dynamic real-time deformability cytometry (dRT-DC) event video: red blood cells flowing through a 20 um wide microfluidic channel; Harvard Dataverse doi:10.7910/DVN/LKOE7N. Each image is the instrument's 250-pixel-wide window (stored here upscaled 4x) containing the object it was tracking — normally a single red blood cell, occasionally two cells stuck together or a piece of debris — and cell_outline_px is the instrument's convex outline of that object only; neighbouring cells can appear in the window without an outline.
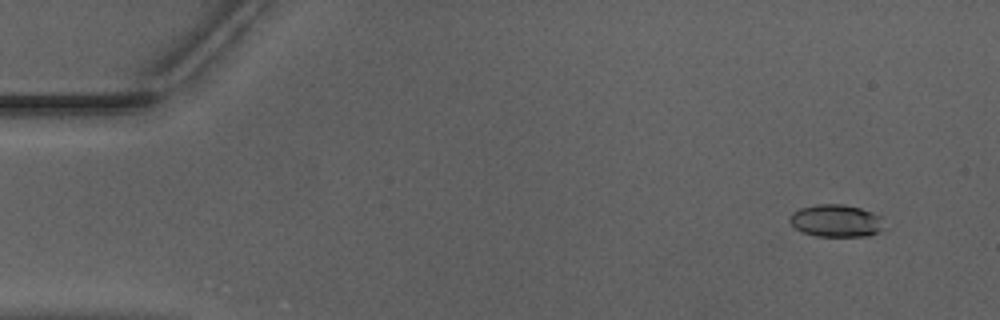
{"species": "Egyptian fruit bat (a non-hibernating species)", "species_latin": "Rousettus aegyptiacus", "temperature_condition": "warm", "stored_images_in_passage": 52, "camera_frame_rate_fps": 3000, "um_per_image_px": 0.085, "animal": {"sex": "male"}, "frame": {"image": 1, "passage_image": 4, "time_ms": 1.0, "image_size_px": [1000, 320], "cell_outline_px": [[888, 228], [880, 232], [868, 236], [816, 236], [804, 232], [796, 228], [788, 220], [788, 216], [792, 212], [800, 208], [816, 204], [844, 204], [860, 208], [884, 216]], "centroid_in_image_um": [71.16, 18.76], "position_along_channel_um": 13.8, "area_um2": 18.38}}
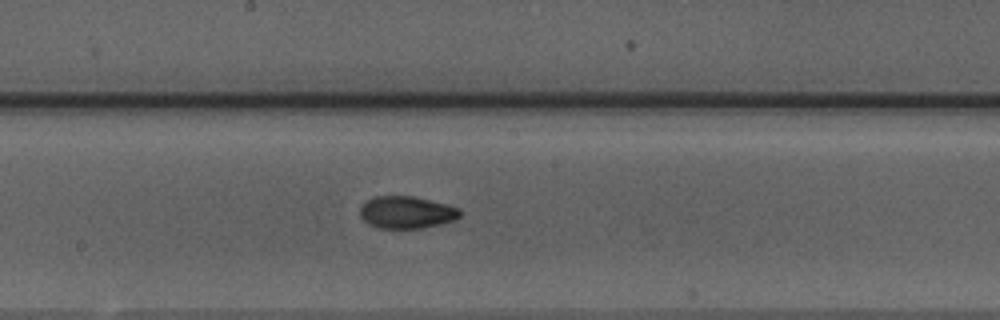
{"frame": {"image": 2, "passage_image": 28, "time_ms": 9.0, "image_size_px": [1000, 320], "cell_outline_px": [[464, 212], [456, 220], [440, 224], [420, 228], [376, 228], [368, 224], [360, 216], [360, 208], [364, 200], [376, 196], [412, 196], [448, 204], [460, 208]], "centroid_in_image_um": [34.57, 18.04], "position_along_channel_um": 213.6, "area_um2": 19.07}}
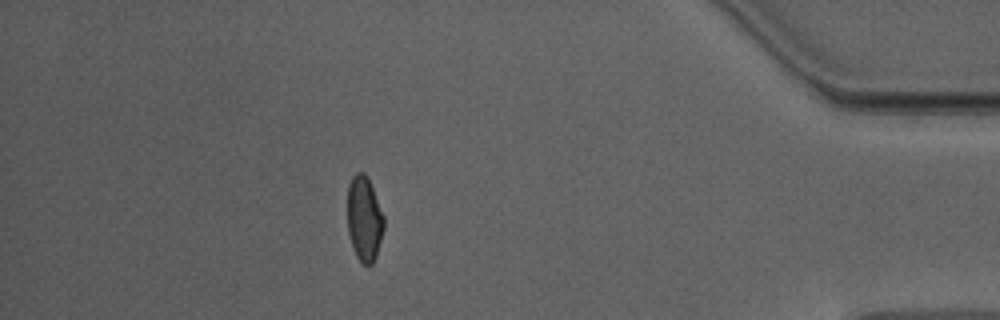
{"frame": {"image": 3, "passage_image": 46, "time_ms": 15.0, "image_size_px": [1000, 320], "cell_outline_px": [[384, 228], [376, 256], [372, 264], [368, 268], [360, 264], [352, 248], [348, 232], [348, 184], [352, 176], [356, 172], [364, 172], [372, 188], [384, 216]], "centroid_in_image_um": [30.95, 18.66], "position_along_channel_um": 404.2, "area_um2": 18.21}, "authors_computed_cell_mechanics": {"area_um2": 18.2359, "velocity_mm_per_s": 3.973, "shape_relaxation_time_tau1_ms": 9.0123, "shape_relaxation_time_tau2_ms": 2.2174, "deformation_change_tau1": 0.1963, "deformation_change_tau2": 0.0744}}